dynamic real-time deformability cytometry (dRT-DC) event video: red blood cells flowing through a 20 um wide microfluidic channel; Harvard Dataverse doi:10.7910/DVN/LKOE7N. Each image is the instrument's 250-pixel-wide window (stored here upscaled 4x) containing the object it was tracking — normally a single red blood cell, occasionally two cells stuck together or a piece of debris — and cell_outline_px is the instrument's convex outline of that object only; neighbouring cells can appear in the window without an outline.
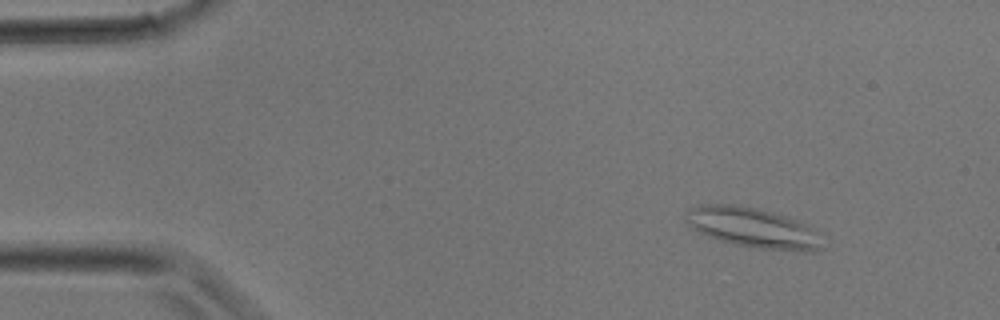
{"species": "common noctule bat (a hibernating species)", "species_latin": "Nyctalus noctula", "temperature_condition": "room temperature", "stored_images_in_passage": 32, "camera_frame_rate_fps": 3000, "um_per_image_px": 0.085, "animal": {"sex": "male", "body_mass_g": 17.9}, "frame": {"image": 1, "passage_image": 4, "time_ms": 1.0, "image_size_px": [1000, 320], "cell_outline_px": [[824, 248], [820, 252], [804, 252], [760, 248], [732, 244], [708, 236], [692, 228], [684, 220], [684, 212], [688, 208], [696, 204], [740, 204], [788, 216], [812, 228]], "centroid_in_image_um": [63.94, 19.34], "position_along_channel_um": 21.1, "area_um2": 32.19}}
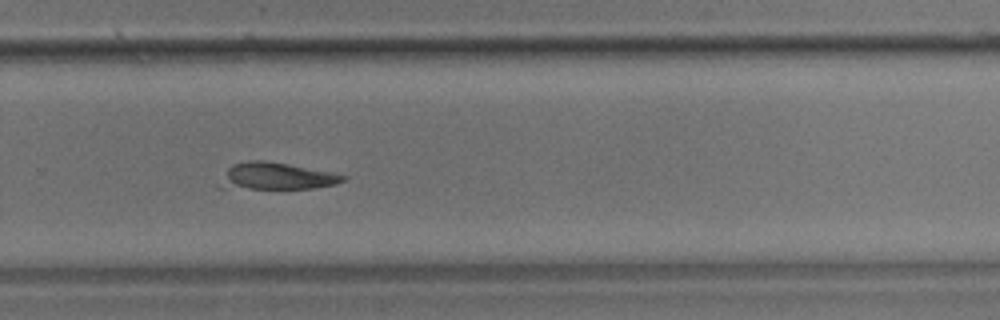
{"frame": {"image": 2, "passage_image": 22, "time_ms": 7.0, "image_size_px": [1000, 320], "cell_outline_px": [[348, 176], [344, 180], [336, 184], [316, 188], [216, 188], [216, 184], [228, 168], [232, 164], [248, 160], [264, 160], [288, 164], [332, 172]], "centroid_in_image_um": [23.43, 14.98], "position_along_channel_um": 306.4, "area_um2": 19.48}}
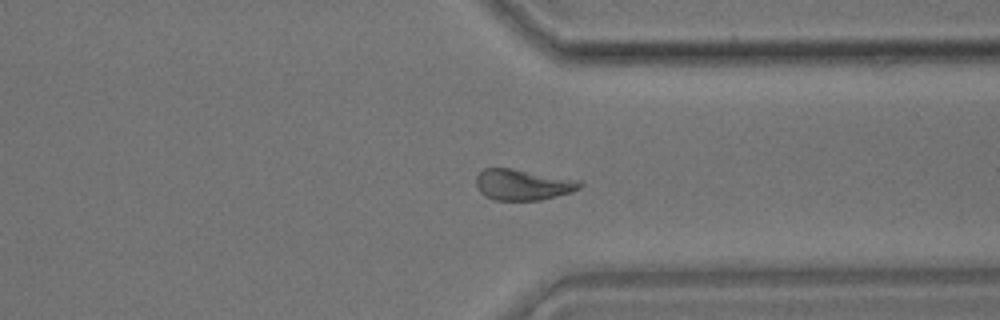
{"frame": {"image": 3, "passage_image": 25, "time_ms": 8.0, "image_size_px": [1000, 320], "cell_outline_px": [[584, 184], [580, 188], [572, 192], [540, 200], [492, 200], [484, 196], [476, 188], [476, 176], [484, 168], [512, 168], [580, 180]], "centroid_in_image_um": [44.43, 15.7], "position_along_channel_um": 367.0, "area_um2": 18.9}}